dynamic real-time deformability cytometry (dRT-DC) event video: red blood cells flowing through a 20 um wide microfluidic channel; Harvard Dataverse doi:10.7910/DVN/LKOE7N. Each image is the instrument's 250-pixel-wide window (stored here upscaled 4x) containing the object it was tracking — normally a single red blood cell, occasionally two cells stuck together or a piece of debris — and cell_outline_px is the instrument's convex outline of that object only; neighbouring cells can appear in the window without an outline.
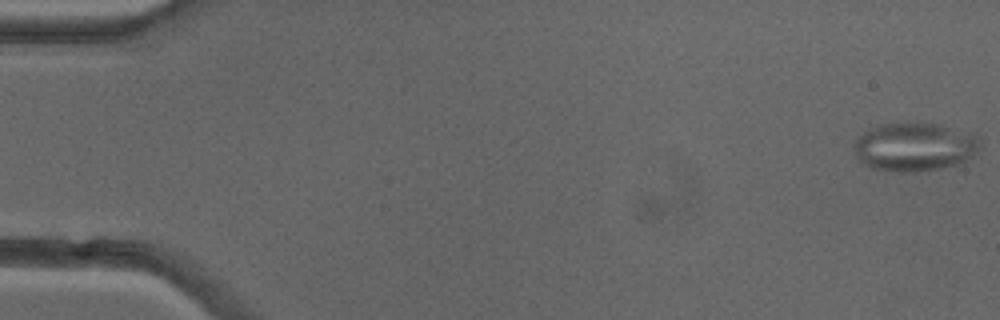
{"species": "common noctule bat (a hibernating species)", "species_latin": "Nyctalus noctula", "temperature_condition": "cold", "stored_images_in_passage": 52, "camera_frame_rate_fps": 3000, "um_per_image_px": 0.085, "animal": {"sex": "female"}, "frame": {"image": 1, "passage_image": 1, "time_ms": 0.0, "image_size_px": [1000, 320], "cell_outline_px": [[980, 144], [972, 156], [956, 164], [940, 168], [916, 172], [896, 172], [876, 168], [864, 164], [856, 156], [856, 140], [868, 128], [880, 124], [904, 120], [916, 120], [940, 124], [968, 132], [980, 136]], "centroid_in_image_um": [77.74, 12.42], "position_along_channel_um": 7.3, "area_um2": 36.13}}
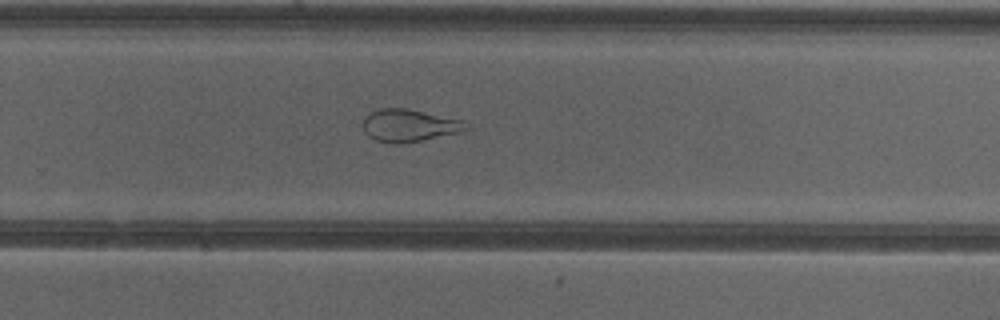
{"frame": {"image": 2, "passage_image": 34, "time_ms": 11.0, "image_size_px": [1000, 320], "cell_outline_px": [[468, 128], [464, 132], [404, 144], [396, 144], [376, 140], [368, 136], [364, 132], [364, 116], [368, 112], [380, 108], [408, 108], [464, 120], [468, 124]], "centroid_in_image_um": [34.81, 10.66], "position_along_channel_um": 295.0, "area_um2": 19.94}}
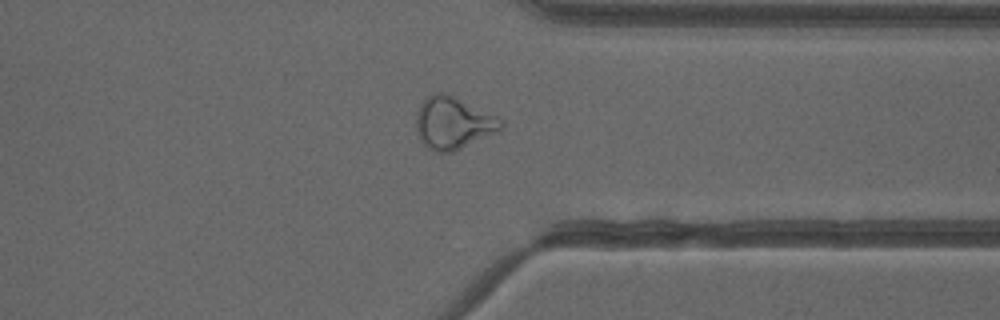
{"frame": {"image": 3, "passage_image": 40, "time_ms": 13.0, "image_size_px": [1000, 320], "cell_outline_px": [[504, 128], [500, 132], [452, 152], [432, 152], [420, 140], [416, 128], [416, 112], [420, 104], [432, 92], [448, 92], [504, 120]], "centroid_in_image_um": [38.54, 10.45], "position_along_channel_um": 372.9, "area_um2": 26.36}, "authors_computed_cell_mechanics": {"area_um2": 27.6862, "velocity_mm_per_s": 3.9946, "shape_relaxation_time_tau1_ms": null, "shape_relaxation_time_tau2_ms": 1.8633, "deformation_change_tau1": null, "deformation_change_tau2": 0.0982}}